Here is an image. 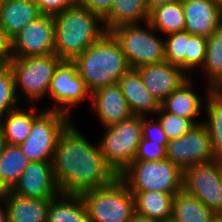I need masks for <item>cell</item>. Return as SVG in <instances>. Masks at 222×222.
<instances>
[{"label":"cell","instance_id":"obj_29","mask_svg":"<svg viewBox=\"0 0 222 222\" xmlns=\"http://www.w3.org/2000/svg\"><path fill=\"white\" fill-rule=\"evenodd\" d=\"M148 22L162 35L184 31L185 17L182 0L160 5L150 11Z\"/></svg>","mask_w":222,"mask_h":222},{"label":"cell","instance_id":"obj_45","mask_svg":"<svg viewBox=\"0 0 222 222\" xmlns=\"http://www.w3.org/2000/svg\"><path fill=\"white\" fill-rule=\"evenodd\" d=\"M5 64H8V62H0V68Z\"/></svg>","mask_w":222,"mask_h":222},{"label":"cell","instance_id":"obj_38","mask_svg":"<svg viewBox=\"0 0 222 222\" xmlns=\"http://www.w3.org/2000/svg\"><path fill=\"white\" fill-rule=\"evenodd\" d=\"M11 59V40L0 26V62H9Z\"/></svg>","mask_w":222,"mask_h":222},{"label":"cell","instance_id":"obj_18","mask_svg":"<svg viewBox=\"0 0 222 222\" xmlns=\"http://www.w3.org/2000/svg\"><path fill=\"white\" fill-rule=\"evenodd\" d=\"M185 31L208 38L222 26V8L211 0H182Z\"/></svg>","mask_w":222,"mask_h":222},{"label":"cell","instance_id":"obj_6","mask_svg":"<svg viewBox=\"0 0 222 222\" xmlns=\"http://www.w3.org/2000/svg\"><path fill=\"white\" fill-rule=\"evenodd\" d=\"M90 222H131L135 213L134 196L117 177L105 187L81 194Z\"/></svg>","mask_w":222,"mask_h":222},{"label":"cell","instance_id":"obj_1","mask_svg":"<svg viewBox=\"0 0 222 222\" xmlns=\"http://www.w3.org/2000/svg\"><path fill=\"white\" fill-rule=\"evenodd\" d=\"M52 168L61 194L81 195L105 187L118 177L107 165L99 144L88 141L73 120L59 136Z\"/></svg>","mask_w":222,"mask_h":222},{"label":"cell","instance_id":"obj_21","mask_svg":"<svg viewBox=\"0 0 222 222\" xmlns=\"http://www.w3.org/2000/svg\"><path fill=\"white\" fill-rule=\"evenodd\" d=\"M8 222H46L48 206L52 199L26 198L11 190L1 192Z\"/></svg>","mask_w":222,"mask_h":222},{"label":"cell","instance_id":"obj_34","mask_svg":"<svg viewBox=\"0 0 222 222\" xmlns=\"http://www.w3.org/2000/svg\"><path fill=\"white\" fill-rule=\"evenodd\" d=\"M167 158L166 147L142 138L134 161H158Z\"/></svg>","mask_w":222,"mask_h":222},{"label":"cell","instance_id":"obj_7","mask_svg":"<svg viewBox=\"0 0 222 222\" xmlns=\"http://www.w3.org/2000/svg\"><path fill=\"white\" fill-rule=\"evenodd\" d=\"M144 24L145 28L141 23L127 24L110 31L119 42L131 69L166 61L165 41L148 21Z\"/></svg>","mask_w":222,"mask_h":222},{"label":"cell","instance_id":"obj_20","mask_svg":"<svg viewBox=\"0 0 222 222\" xmlns=\"http://www.w3.org/2000/svg\"><path fill=\"white\" fill-rule=\"evenodd\" d=\"M118 84L133 116L146 117L149 114H156L160 109L161 104L146 89L135 69L124 74Z\"/></svg>","mask_w":222,"mask_h":222},{"label":"cell","instance_id":"obj_28","mask_svg":"<svg viewBox=\"0 0 222 222\" xmlns=\"http://www.w3.org/2000/svg\"><path fill=\"white\" fill-rule=\"evenodd\" d=\"M30 162L19 145L6 144L0 157V193L14 188Z\"/></svg>","mask_w":222,"mask_h":222},{"label":"cell","instance_id":"obj_15","mask_svg":"<svg viewBox=\"0 0 222 222\" xmlns=\"http://www.w3.org/2000/svg\"><path fill=\"white\" fill-rule=\"evenodd\" d=\"M135 70L140 74L146 89L160 104L191 76L167 61Z\"/></svg>","mask_w":222,"mask_h":222},{"label":"cell","instance_id":"obj_46","mask_svg":"<svg viewBox=\"0 0 222 222\" xmlns=\"http://www.w3.org/2000/svg\"><path fill=\"white\" fill-rule=\"evenodd\" d=\"M7 0H0V6L5 3Z\"/></svg>","mask_w":222,"mask_h":222},{"label":"cell","instance_id":"obj_16","mask_svg":"<svg viewBox=\"0 0 222 222\" xmlns=\"http://www.w3.org/2000/svg\"><path fill=\"white\" fill-rule=\"evenodd\" d=\"M11 191L26 198L56 197L60 191L54 180L52 162L31 161Z\"/></svg>","mask_w":222,"mask_h":222},{"label":"cell","instance_id":"obj_42","mask_svg":"<svg viewBox=\"0 0 222 222\" xmlns=\"http://www.w3.org/2000/svg\"><path fill=\"white\" fill-rule=\"evenodd\" d=\"M5 146H6V140H5V137L3 135L2 129L0 127V157L3 154Z\"/></svg>","mask_w":222,"mask_h":222},{"label":"cell","instance_id":"obj_41","mask_svg":"<svg viewBox=\"0 0 222 222\" xmlns=\"http://www.w3.org/2000/svg\"><path fill=\"white\" fill-rule=\"evenodd\" d=\"M1 203L5 206V209H2L0 206V222H8L6 204L3 197L0 195V204Z\"/></svg>","mask_w":222,"mask_h":222},{"label":"cell","instance_id":"obj_40","mask_svg":"<svg viewBox=\"0 0 222 222\" xmlns=\"http://www.w3.org/2000/svg\"><path fill=\"white\" fill-rule=\"evenodd\" d=\"M131 222H162L134 213Z\"/></svg>","mask_w":222,"mask_h":222},{"label":"cell","instance_id":"obj_4","mask_svg":"<svg viewBox=\"0 0 222 222\" xmlns=\"http://www.w3.org/2000/svg\"><path fill=\"white\" fill-rule=\"evenodd\" d=\"M61 61L55 53L45 56L11 58L8 64L14 75L19 101L27 99L31 102L30 104L42 101L48 95L56 67Z\"/></svg>","mask_w":222,"mask_h":222},{"label":"cell","instance_id":"obj_24","mask_svg":"<svg viewBox=\"0 0 222 222\" xmlns=\"http://www.w3.org/2000/svg\"><path fill=\"white\" fill-rule=\"evenodd\" d=\"M135 213L162 222H171L173 195L160 191H131Z\"/></svg>","mask_w":222,"mask_h":222},{"label":"cell","instance_id":"obj_23","mask_svg":"<svg viewBox=\"0 0 222 222\" xmlns=\"http://www.w3.org/2000/svg\"><path fill=\"white\" fill-rule=\"evenodd\" d=\"M149 15L147 0H113L102 19L106 32H110L117 26L145 23Z\"/></svg>","mask_w":222,"mask_h":222},{"label":"cell","instance_id":"obj_33","mask_svg":"<svg viewBox=\"0 0 222 222\" xmlns=\"http://www.w3.org/2000/svg\"><path fill=\"white\" fill-rule=\"evenodd\" d=\"M155 115L169 140L183 136L195 126L191 120L166 112L162 107Z\"/></svg>","mask_w":222,"mask_h":222},{"label":"cell","instance_id":"obj_39","mask_svg":"<svg viewBox=\"0 0 222 222\" xmlns=\"http://www.w3.org/2000/svg\"><path fill=\"white\" fill-rule=\"evenodd\" d=\"M174 1H177V0H147V5L149 8V11H151L152 9H154L160 5L171 3Z\"/></svg>","mask_w":222,"mask_h":222},{"label":"cell","instance_id":"obj_43","mask_svg":"<svg viewBox=\"0 0 222 222\" xmlns=\"http://www.w3.org/2000/svg\"><path fill=\"white\" fill-rule=\"evenodd\" d=\"M215 4L219 5L222 8V0H211Z\"/></svg>","mask_w":222,"mask_h":222},{"label":"cell","instance_id":"obj_8","mask_svg":"<svg viewBox=\"0 0 222 222\" xmlns=\"http://www.w3.org/2000/svg\"><path fill=\"white\" fill-rule=\"evenodd\" d=\"M103 128L105 132L98 144L107 165L119 176L136 157L138 145L143 138L142 117L132 116Z\"/></svg>","mask_w":222,"mask_h":222},{"label":"cell","instance_id":"obj_12","mask_svg":"<svg viewBox=\"0 0 222 222\" xmlns=\"http://www.w3.org/2000/svg\"><path fill=\"white\" fill-rule=\"evenodd\" d=\"M90 94L77 72L76 64L62 60L56 67L48 91V95L55 102L54 106L44 109L61 111L71 116L70 107L90 99Z\"/></svg>","mask_w":222,"mask_h":222},{"label":"cell","instance_id":"obj_44","mask_svg":"<svg viewBox=\"0 0 222 222\" xmlns=\"http://www.w3.org/2000/svg\"><path fill=\"white\" fill-rule=\"evenodd\" d=\"M214 222H222V217H217Z\"/></svg>","mask_w":222,"mask_h":222},{"label":"cell","instance_id":"obj_32","mask_svg":"<svg viewBox=\"0 0 222 222\" xmlns=\"http://www.w3.org/2000/svg\"><path fill=\"white\" fill-rule=\"evenodd\" d=\"M19 102L12 69L5 64L0 68V119L18 108Z\"/></svg>","mask_w":222,"mask_h":222},{"label":"cell","instance_id":"obj_14","mask_svg":"<svg viewBox=\"0 0 222 222\" xmlns=\"http://www.w3.org/2000/svg\"><path fill=\"white\" fill-rule=\"evenodd\" d=\"M165 36L167 62L180 67L186 74L196 67L202 68L206 58L207 38L185 30Z\"/></svg>","mask_w":222,"mask_h":222},{"label":"cell","instance_id":"obj_36","mask_svg":"<svg viewBox=\"0 0 222 222\" xmlns=\"http://www.w3.org/2000/svg\"><path fill=\"white\" fill-rule=\"evenodd\" d=\"M40 12L44 15L54 16L65 9L77 4V0H33Z\"/></svg>","mask_w":222,"mask_h":222},{"label":"cell","instance_id":"obj_11","mask_svg":"<svg viewBox=\"0 0 222 222\" xmlns=\"http://www.w3.org/2000/svg\"><path fill=\"white\" fill-rule=\"evenodd\" d=\"M167 159L183 171L198 164L216 160L211 138L204 123L197 124L183 136L169 140L166 148Z\"/></svg>","mask_w":222,"mask_h":222},{"label":"cell","instance_id":"obj_22","mask_svg":"<svg viewBox=\"0 0 222 222\" xmlns=\"http://www.w3.org/2000/svg\"><path fill=\"white\" fill-rule=\"evenodd\" d=\"M41 15L33 0H7L0 6V26L11 40L26 25Z\"/></svg>","mask_w":222,"mask_h":222},{"label":"cell","instance_id":"obj_10","mask_svg":"<svg viewBox=\"0 0 222 222\" xmlns=\"http://www.w3.org/2000/svg\"><path fill=\"white\" fill-rule=\"evenodd\" d=\"M183 190L222 217V160L198 164L183 171Z\"/></svg>","mask_w":222,"mask_h":222},{"label":"cell","instance_id":"obj_35","mask_svg":"<svg viewBox=\"0 0 222 222\" xmlns=\"http://www.w3.org/2000/svg\"><path fill=\"white\" fill-rule=\"evenodd\" d=\"M142 135L144 139L159 143V145L167 148L169 139L158 119L155 120L153 117L148 119L147 116L142 117Z\"/></svg>","mask_w":222,"mask_h":222},{"label":"cell","instance_id":"obj_19","mask_svg":"<svg viewBox=\"0 0 222 222\" xmlns=\"http://www.w3.org/2000/svg\"><path fill=\"white\" fill-rule=\"evenodd\" d=\"M194 81L191 76L183 82L170 96L162 103L161 107L177 116L191 120L195 125L203 121L195 120L205 110V103L211 89H206V96H199L193 90ZM203 110V111H202Z\"/></svg>","mask_w":222,"mask_h":222},{"label":"cell","instance_id":"obj_13","mask_svg":"<svg viewBox=\"0 0 222 222\" xmlns=\"http://www.w3.org/2000/svg\"><path fill=\"white\" fill-rule=\"evenodd\" d=\"M53 53V16L42 14L11 39V58L45 56Z\"/></svg>","mask_w":222,"mask_h":222},{"label":"cell","instance_id":"obj_25","mask_svg":"<svg viewBox=\"0 0 222 222\" xmlns=\"http://www.w3.org/2000/svg\"><path fill=\"white\" fill-rule=\"evenodd\" d=\"M18 108L7 113L0 119V127L6 140V144L19 145L29 136L33 121L44 111L37 112L35 106H29L30 110Z\"/></svg>","mask_w":222,"mask_h":222},{"label":"cell","instance_id":"obj_26","mask_svg":"<svg viewBox=\"0 0 222 222\" xmlns=\"http://www.w3.org/2000/svg\"><path fill=\"white\" fill-rule=\"evenodd\" d=\"M46 222H90L82 196L59 193L48 206Z\"/></svg>","mask_w":222,"mask_h":222},{"label":"cell","instance_id":"obj_5","mask_svg":"<svg viewBox=\"0 0 222 222\" xmlns=\"http://www.w3.org/2000/svg\"><path fill=\"white\" fill-rule=\"evenodd\" d=\"M118 177L130 191H160L174 196L183 190V170L167 158L133 161Z\"/></svg>","mask_w":222,"mask_h":222},{"label":"cell","instance_id":"obj_17","mask_svg":"<svg viewBox=\"0 0 222 222\" xmlns=\"http://www.w3.org/2000/svg\"><path fill=\"white\" fill-rule=\"evenodd\" d=\"M90 100L103 127L118 124L133 116L118 83L94 90Z\"/></svg>","mask_w":222,"mask_h":222},{"label":"cell","instance_id":"obj_27","mask_svg":"<svg viewBox=\"0 0 222 222\" xmlns=\"http://www.w3.org/2000/svg\"><path fill=\"white\" fill-rule=\"evenodd\" d=\"M217 217L198 198L184 190L173 196L171 222H214Z\"/></svg>","mask_w":222,"mask_h":222},{"label":"cell","instance_id":"obj_2","mask_svg":"<svg viewBox=\"0 0 222 222\" xmlns=\"http://www.w3.org/2000/svg\"><path fill=\"white\" fill-rule=\"evenodd\" d=\"M53 19L54 53L61 60L73 61L106 33L102 17L78 3Z\"/></svg>","mask_w":222,"mask_h":222},{"label":"cell","instance_id":"obj_37","mask_svg":"<svg viewBox=\"0 0 222 222\" xmlns=\"http://www.w3.org/2000/svg\"><path fill=\"white\" fill-rule=\"evenodd\" d=\"M113 0H77V3L103 17L111 7Z\"/></svg>","mask_w":222,"mask_h":222},{"label":"cell","instance_id":"obj_31","mask_svg":"<svg viewBox=\"0 0 222 222\" xmlns=\"http://www.w3.org/2000/svg\"><path fill=\"white\" fill-rule=\"evenodd\" d=\"M201 69L209 81L207 89H222V26L207 38L206 58Z\"/></svg>","mask_w":222,"mask_h":222},{"label":"cell","instance_id":"obj_30","mask_svg":"<svg viewBox=\"0 0 222 222\" xmlns=\"http://www.w3.org/2000/svg\"><path fill=\"white\" fill-rule=\"evenodd\" d=\"M204 104L207 119L203 123L208 128L216 160H222V90L211 89Z\"/></svg>","mask_w":222,"mask_h":222},{"label":"cell","instance_id":"obj_3","mask_svg":"<svg viewBox=\"0 0 222 222\" xmlns=\"http://www.w3.org/2000/svg\"><path fill=\"white\" fill-rule=\"evenodd\" d=\"M73 62L90 93L100 87L117 84L131 70L119 42L110 32H106Z\"/></svg>","mask_w":222,"mask_h":222},{"label":"cell","instance_id":"obj_9","mask_svg":"<svg viewBox=\"0 0 222 222\" xmlns=\"http://www.w3.org/2000/svg\"><path fill=\"white\" fill-rule=\"evenodd\" d=\"M71 121L64 112L44 109L33 121L29 136L19 144L22 153L30 161L52 162L59 136Z\"/></svg>","mask_w":222,"mask_h":222}]
</instances>
